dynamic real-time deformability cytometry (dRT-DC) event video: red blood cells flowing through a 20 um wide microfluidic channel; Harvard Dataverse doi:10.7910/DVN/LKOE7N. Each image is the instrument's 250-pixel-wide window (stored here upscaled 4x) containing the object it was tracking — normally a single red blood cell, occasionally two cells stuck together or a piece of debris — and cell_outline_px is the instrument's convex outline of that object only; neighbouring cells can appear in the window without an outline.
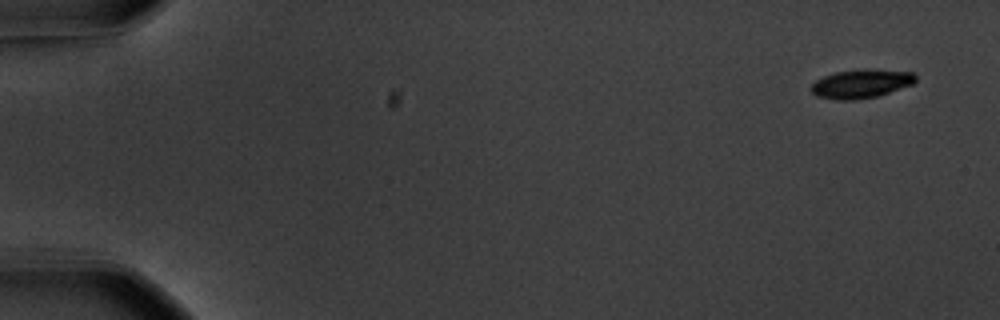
{"species": "common noctule bat (a hibernating species)", "species_latin": "Nyctalus noctula", "temperature_condition": "warm", "stored_images_in_passage": 55, "camera_frame_rate_fps": 3000, "um_per_image_px": 0.085, "animal": {"sex": "male", "body_mass_g": 20.1, "forearm_length_mm": 53.5}, "frame": {"image": 1, "passage_image": 1, "time_ms": 0.0, "image_size_px": [1000, 320], "cell_outline_px": [[916, 80], [912, 84], [880, 96], [856, 100], [836, 100], [816, 96], [808, 88], [816, 80], [824, 76], [836, 72], [868, 68], [912, 72], [916, 76]], "centroid_in_image_um": [73.18, 7.12], "position_along_channel_um": 11.8, "area_um2": 17.74}}
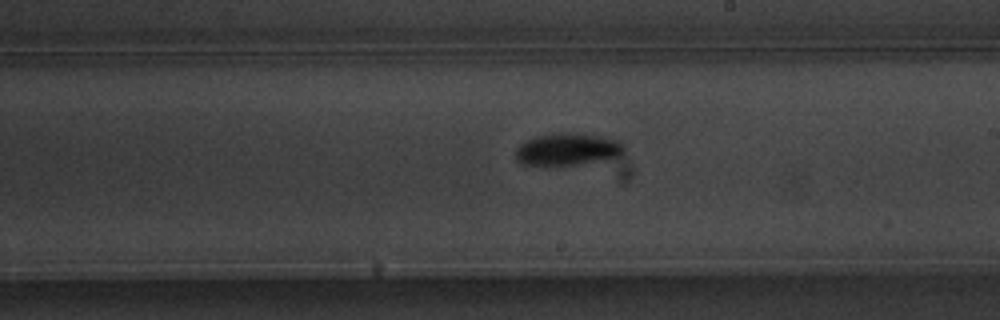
{"frame": {"image": 2, "passage_image": 32, "time_ms": 10.333, "image_size_px": [1000, 320], "cell_outline_px": [[624, 152], [620, 156], [604, 160], [580, 164], [544, 168], [524, 164], [516, 160], [516, 148], [524, 140], [536, 136], [560, 132], [564, 132], [596, 136], [616, 140], [624, 144]], "centroid_in_image_um": [48.17, 12.73], "position_along_channel_um": 240.8, "area_um2": 20.87}}
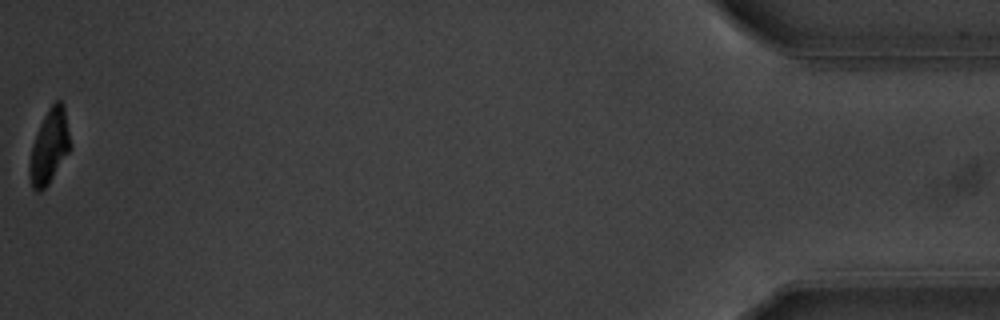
{"frame": {"image": 3, "passage_image": 55, "time_ms": 18.0, "image_size_px": [1000, 320], "cell_outline_px": [[72, 144], [68, 152], [48, 184], [40, 192], [36, 192], [32, 188], [28, 172], [28, 168], [32, 148], [40, 124], [48, 108], [56, 100], [60, 100], [64, 104]], "centroid_in_image_um": [4.2, 12.44], "position_along_channel_um": 431.0, "area_um2": 17.51}, "authors_computed_cell_mechanics": {"area_um2": 18.9006, "velocity_mm_per_s": 3.6285, "shape_relaxation_time_tau1_ms": 2.1957, "shape_relaxation_time_tau2_ms": 4.9398, "deformation_change_tau1": 0.1473, "deformation_change_tau2": 0.0799}}